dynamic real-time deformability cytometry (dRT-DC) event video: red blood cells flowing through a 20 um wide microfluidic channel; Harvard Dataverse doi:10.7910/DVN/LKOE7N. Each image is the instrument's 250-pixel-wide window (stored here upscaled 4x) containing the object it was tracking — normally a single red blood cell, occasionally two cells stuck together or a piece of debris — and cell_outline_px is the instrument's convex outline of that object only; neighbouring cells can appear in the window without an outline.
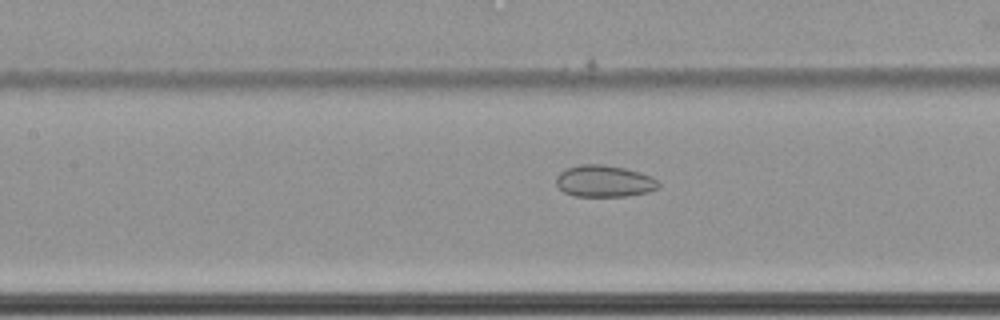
{"species": "common noctule bat (a hibernating species)", "species_latin": "Nyctalus noctula", "temperature_condition": "cold", "stored_images_in_passage": 50, "camera_frame_rate_fps": 3000, "um_per_image_px": 0.085, "animal": {"sex": "female", "body_mass_g": 22.7, "forearm_length_mm": 54.2}, "frame": {"image": 1, "passage_image": 21, "time_ms": 6.667, "image_size_px": [1000, 320], "cell_outline_px": [[660, 188], [648, 192], [628, 196], [576, 196], [564, 192], [556, 184], [556, 176], [564, 168], [580, 164], [604, 164], [624, 168], [640, 172], [652, 176], [660, 184]], "centroid_in_image_um": [51.36, 15.39], "position_along_channel_um": 156.0, "area_um2": 19.13}}
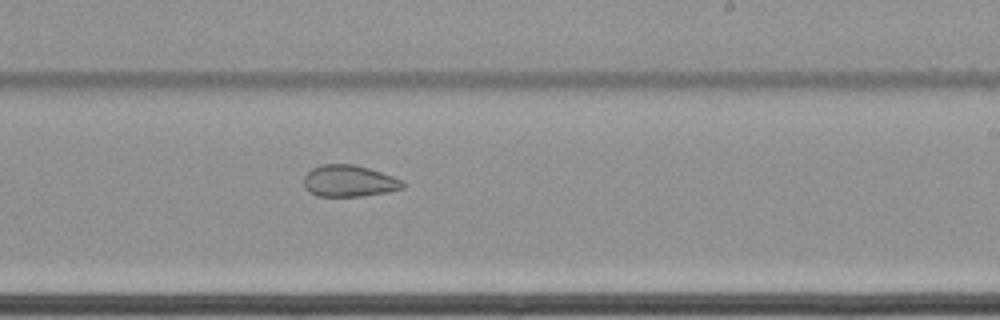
{"frame": {"image": 2, "passage_image": 30, "time_ms": 9.667, "image_size_px": [1000, 320], "cell_outline_px": [[404, 188], [388, 192], [364, 196], [316, 196], [304, 184], [304, 176], [312, 168], [320, 164], [352, 164], [368, 168], [404, 180]], "centroid_in_image_um": [29.7, 15.38], "position_along_channel_um": 259.3, "area_um2": 18.15}}
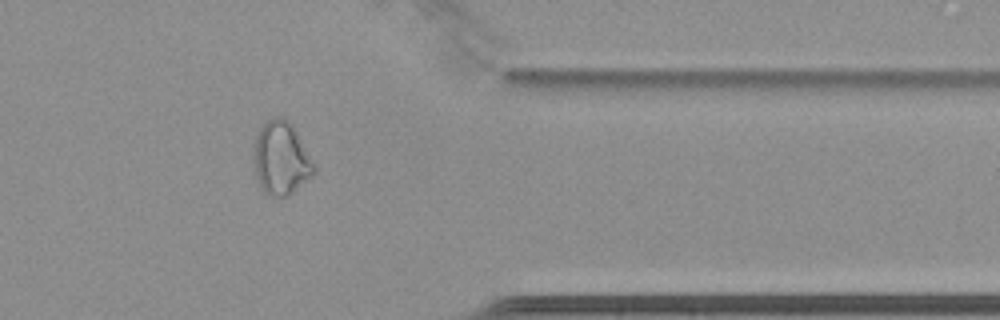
{"frame": {"image": 3, "passage_image": 42, "time_ms": 13.667, "image_size_px": [1000, 320], "cell_outline_px": [[316, 172], [312, 176], [288, 196], [280, 200], [268, 196], [260, 188], [256, 180], [252, 156], [256, 136], [260, 128], [272, 116], [284, 116], [288, 120], [296, 132], [316, 168]], "centroid_in_image_um": [23.85, 13.51], "position_along_channel_um": 387.6, "area_um2": 26.13}}